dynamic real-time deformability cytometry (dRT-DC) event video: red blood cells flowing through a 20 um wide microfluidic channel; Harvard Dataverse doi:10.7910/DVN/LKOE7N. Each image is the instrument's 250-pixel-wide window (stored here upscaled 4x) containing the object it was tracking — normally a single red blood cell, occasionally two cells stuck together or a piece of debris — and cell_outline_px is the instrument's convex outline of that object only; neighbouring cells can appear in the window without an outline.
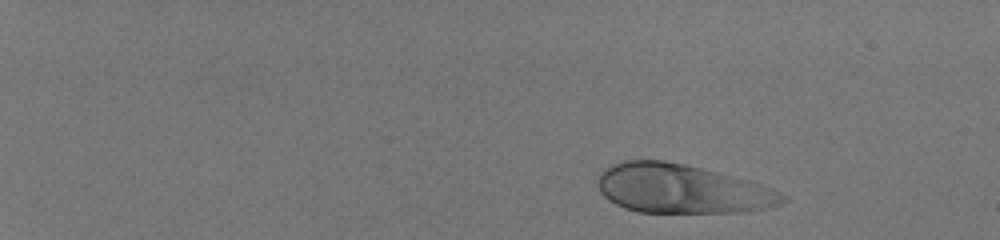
{"species": "human", "species_latin": "Homo sapiens", "temperature_condition": "room temperature", "stored_images_in_passage": 44, "camera_frame_rate_fps": 3000, "um_per_image_px": 0.085, "donor": {"sex": "male"}, "frame": {"image": 1, "passage_image": 1, "time_ms": 0.0, "image_size_px": [1000, 240], "cell_outline_px": [[788, 200], [772, 208], [740, 212], [640, 212], [624, 208], [608, 200], [600, 192], [596, 180], [600, 172], [612, 164], [624, 160], [664, 160], [684, 164], [748, 180], [772, 188], [780, 192]], "centroid_in_image_um": [57.93, 16.05], "position_along_channel_um": 27.1, "area_um2": 52.77}}
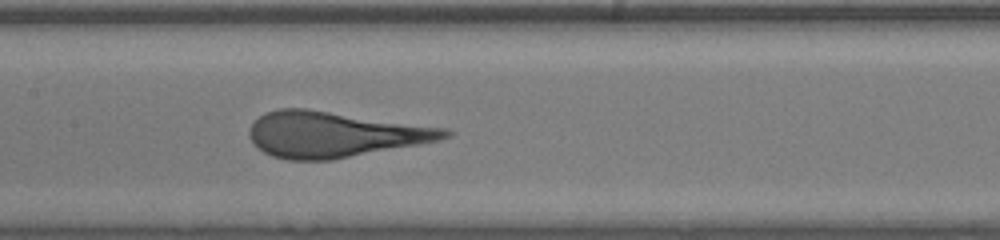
{"frame": {"image": 2, "passage_image": 25, "time_ms": 8.0, "image_size_px": [1000, 240], "cell_outline_px": [[452, 136], [440, 140], [332, 160], [288, 160], [272, 156], [264, 152], [248, 136], [248, 132], [252, 124], [264, 112], [276, 108], [308, 108], [448, 128], [452, 132]], "centroid_in_image_um": [28.42, 11.41], "position_along_channel_um": 179.0, "area_um2": 52.14}}
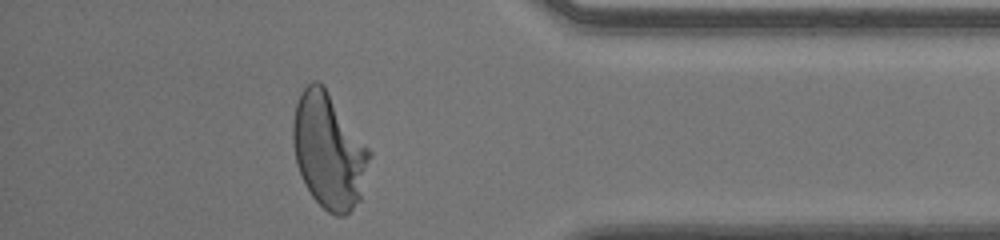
{"frame": {"image": 3, "passage_image": 43, "time_ms": 14.0, "image_size_px": [1000, 240], "cell_outline_px": [[372, 156], [360, 200], [344, 216], [336, 216], [328, 212], [312, 196], [296, 164], [292, 140], [292, 124], [296, 104], [300, 92], [312, 80], [316, 80], [328, 92], [372, 152]], "centroid_in_image_um": [27.95, 12.83], "position_along_channel_um": 407.2, "area_um2": 50.98}}